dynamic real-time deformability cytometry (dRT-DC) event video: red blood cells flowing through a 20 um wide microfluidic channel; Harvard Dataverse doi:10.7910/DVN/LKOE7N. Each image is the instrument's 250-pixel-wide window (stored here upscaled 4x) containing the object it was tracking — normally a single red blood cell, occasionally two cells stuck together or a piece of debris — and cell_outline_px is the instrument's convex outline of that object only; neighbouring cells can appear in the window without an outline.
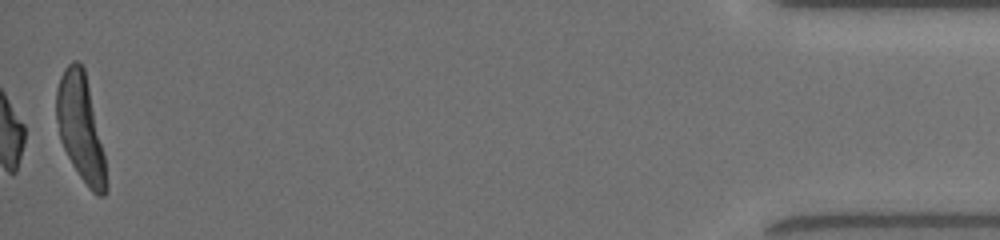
{"species": "common noctule bat (a hibernating species)", "species_latin": "Nyctalus noctula", "temperature_condition": "room temperature", "stored_images_in_passage": 52, "camera_frame_rate_fps": 3000, "um_per_image_px": 0.085, "animal": {"sex": "female", "body_mass_g": 19.5, "forearm_length_mm": 54.1}, "frame": {"image": 1, "passage_image": 52, "time_ms": 17.0, "image_size_px": [1000, 240], "cell_outline_px": [[108, 192], [104, 196], [96, 196], [88, 188], [72, 164], [60, 140], [56, 120], [56, 88], [60, 76], [64, 68], [72, 60], [76, 60], [84, 68], [104, 156], [108, 184]], "centroid_in_image_um": [6.84, 10.9], "position_along_channel_um": 428.4, "area_um2": 30.63}, "authors_computed_cell_mechanics": {"area_um2": 19.2474, "velocity_mm_per_s": 4.0346, "shape_relaxation_time_tau1_ms": 6.1614, "shape_relaxation_time_tau2_ms": 2.209, "deformation_change_tau1": 0.2074, "deformation_change_tau2": 0.0883}}